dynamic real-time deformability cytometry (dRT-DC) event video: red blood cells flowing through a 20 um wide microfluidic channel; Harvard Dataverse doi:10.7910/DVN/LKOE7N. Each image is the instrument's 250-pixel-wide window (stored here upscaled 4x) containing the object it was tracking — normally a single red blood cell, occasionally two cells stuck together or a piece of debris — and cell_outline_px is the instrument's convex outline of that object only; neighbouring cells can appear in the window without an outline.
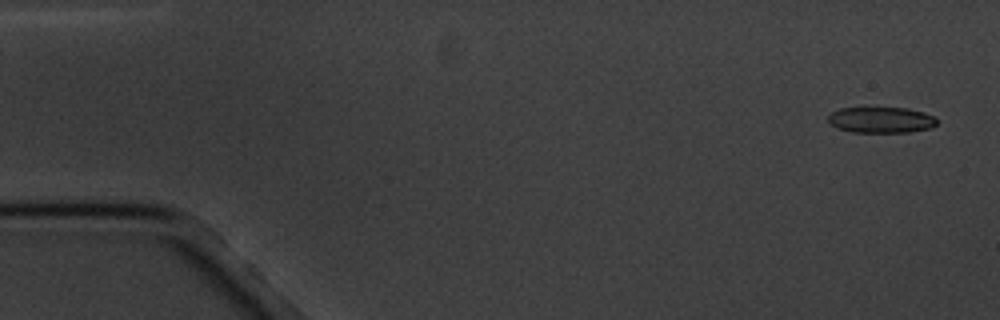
{"species": "common noctule bat (a hibernating species)", "species_latin": "Nyctalus noctula", "temperature_condition": "cold", "stored_images_in_passage": 4, "camera_frame_rate_fps": 3000, "um_per_image_px": 0.085, "animal": {"sex": "male", "body_mass_g": 20.1, "forearm_length_mm": 53.5}, "frame": {"image": 1, "passage_image": 1, "time_ms": 0.0, "image_size_px": [1000, 320], "cell_outline_px": [[936, 124], [932, 128], [908, 132], [852, 132], [836, 128], [828, 120], [828, 116], [832, 112], [840, 108], [908, 108], [924, 112], [932, 116], [936, 120]], "centroid_in_image_um": [74.89, 10.2], "position_along_channel_um": 10.1, "area_um2": 16.36}}
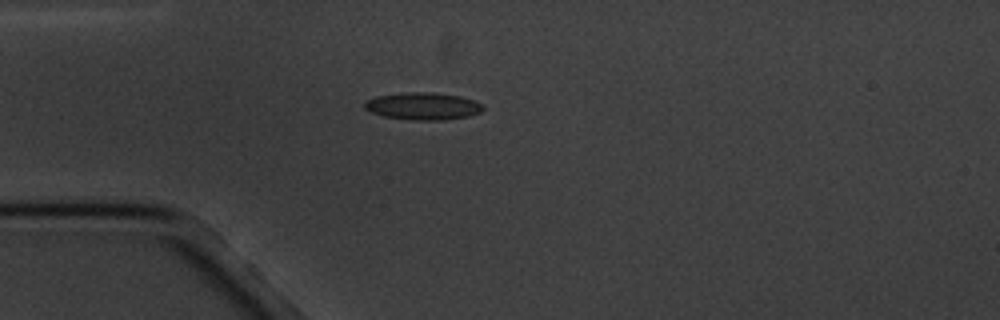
{"frame": {"image": 2, "passage_image": 4, "time_ms": 4.333, "image_size_px": [1000, 320], "cell_outline_px": [[484, 108], [480, 112], [468, 116], [444, 120], [412, 120], [384, 116], [372, 112], [364, 108], [364, 100], [376, 96], [408, 92], [432, 92], [460, 96], [472, 100], [480, 104]], "centroid_in_image_um": [35.92, 9.02], "position_along_channel_um": 49.1, "area_um2": 18.73}}